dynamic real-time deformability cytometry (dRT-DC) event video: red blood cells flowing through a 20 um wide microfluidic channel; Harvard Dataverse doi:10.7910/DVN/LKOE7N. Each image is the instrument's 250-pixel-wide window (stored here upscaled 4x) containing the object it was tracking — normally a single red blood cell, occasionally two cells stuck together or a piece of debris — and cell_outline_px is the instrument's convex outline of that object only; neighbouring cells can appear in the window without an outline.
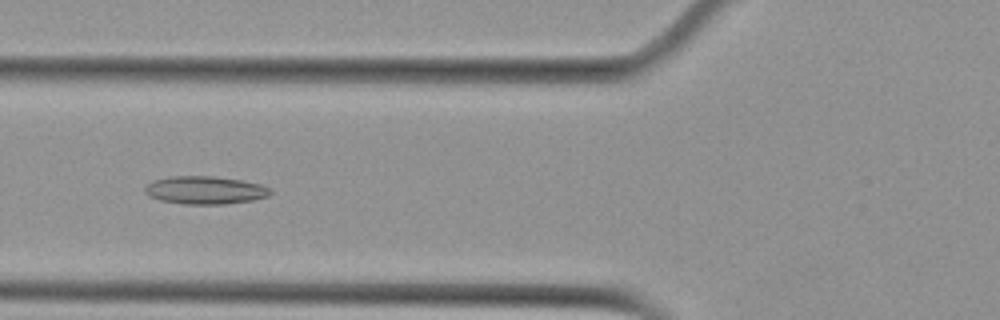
{"species": "Egyptian fruit bat (a non-hibernating species)", "species_latin": "Rousettus aegyptiacus", "temperature_condition": "cold", "stored_images_in_passage": 53, "camera_frame_rate_fps": 3000, "um_per_image_px": 0.085, "animal": {"sex": "female"}, "frame": {"image": 1, "passage_image": 20, "time_ms": 6.333, "image_size_px": [1000, 320], "cell_outline_px": [[272, 192], [268, 196], [252, 200], [224, 204], [184, 204], [160, 200], [148, 196], [144, 192], [144, 188], [152, 180], [172, 176], [212, 176], [240, 180], [260, 184], [272, 188]], "centroid_in_image_um": [17.42, 16.16], "position_along_channel_um": 108.4, "area_um2": 20.46}}
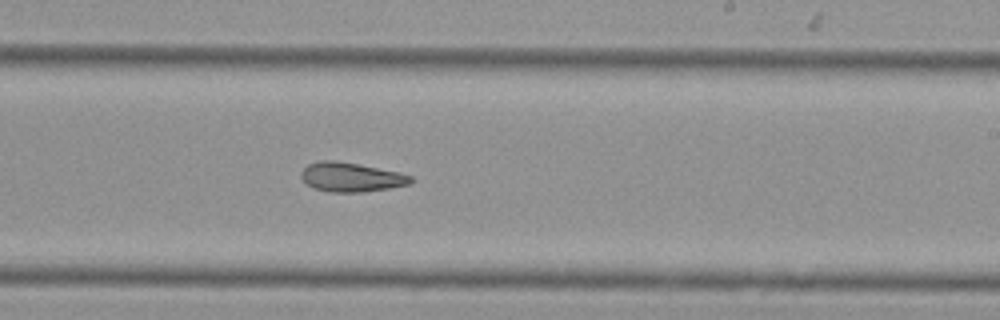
{"frame": {"image": 2, "passage_image": 32, "time_ms": 10.333, "image_size_px": [1000, 320], "cell_outline_px": [[412, 184], [364, 192], [328, 192], [312, 188], [300, 176], [300, 172], [308, 164], [320, 160], [336, 160], [400, 172], [412, 176]], "centroid_in_image_um": [29.83, 15.06], "position_along_channel_um": 259.2, "area_um2": 18.79}}
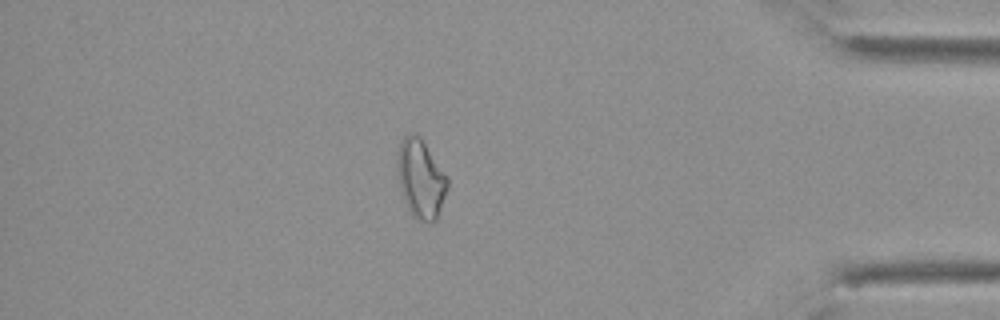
{"frame": {"image": 3, "passage_image": 46, "time_ms": 15.0, "image_size_px": [1000, 320], "cell_outline_px": [[448, 188], [436, 220], [432, 224], [420, 220], [412, 216], [404, 200], [400, 188], [396, 172], [396, 156], [400, 140], [408, 132], [412, 132], [420, 136], [448, 176]], "centroid_in_image_um": [35.74, 15.16], "position_along_channel_um": 399.5, "area_um2": 23.52}, "authors_computed_cell_mechanics": {"area_um2": 21.097, "velocity_mm_per_s": 3.7749, "shape_relaxation_time_tau1_ms": null, "shape_relaxation_time_tau2_ms": 8.4517, "deformation_change_tau1": null, "deformation_change_tau2": 0.1893}}